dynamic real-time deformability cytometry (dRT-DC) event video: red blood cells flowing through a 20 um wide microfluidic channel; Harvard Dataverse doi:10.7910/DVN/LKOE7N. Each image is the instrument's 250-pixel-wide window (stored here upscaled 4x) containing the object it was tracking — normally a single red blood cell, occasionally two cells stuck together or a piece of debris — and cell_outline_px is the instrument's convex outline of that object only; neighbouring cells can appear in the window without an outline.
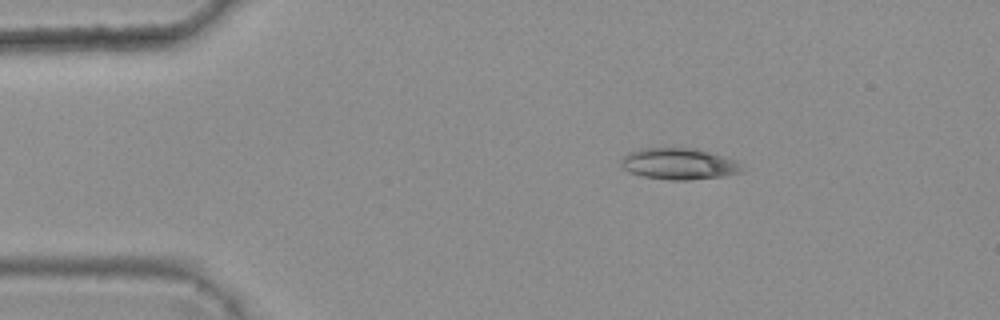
{"species": "common noctule bat (a hibernating species)", "species_latin": "Nyctalus noctula", "temperature_condition": "warm", "stored_images_in_passage": 3, "camera_frame_rate_fps": 3000, "um_per_image_px": 0.085, "animal": {"sex": "female", "body_mass_g": 25.1}, "frame": {"image": 1, "passage_image": 1, "time_ms": 0.0, "image_size_px": [1000, 320], "cell_outline_px": [[744, 172], [724, 176], [688, 180], [668, 180], [644, 176], [628, 172], [620, 164], [620, 160], [628, 152], [640, 148], [696, 148], [736, 160], [744, 168]], "centroid_in_image_um": [57.71, 13.93], "position_along_channel_um": 27.3, "area_um2": 22.25}}
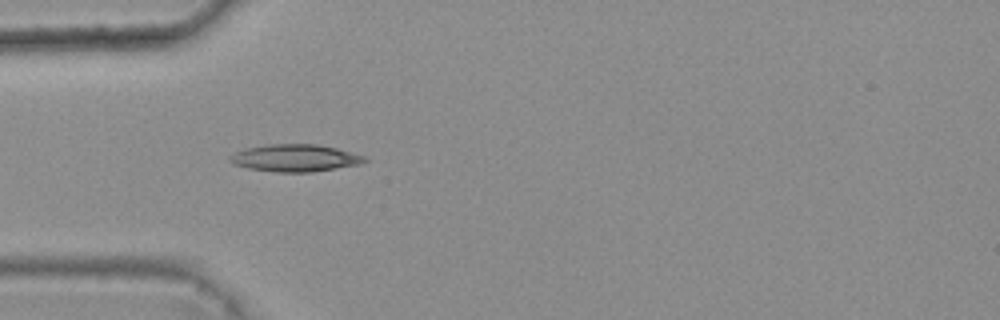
{"frame": {"image": 2, "passage_image": 3, "time_ms": 0.667, "image_size_px": [1000, 320], "cell_outline_px": [[368, 160], [360, 164], [312, 172], [276, 172], [248, 168], [232, 164], [228, 160], [228, 156], [236, 152], [248, 148], [268, 144], [316, 144], [336, 148], [352, 152], [364, 156]], "centroid_in_image_um": [25.07, 13.43], "position_along_channel_um": 59.9, "area_um2": 21.33}}